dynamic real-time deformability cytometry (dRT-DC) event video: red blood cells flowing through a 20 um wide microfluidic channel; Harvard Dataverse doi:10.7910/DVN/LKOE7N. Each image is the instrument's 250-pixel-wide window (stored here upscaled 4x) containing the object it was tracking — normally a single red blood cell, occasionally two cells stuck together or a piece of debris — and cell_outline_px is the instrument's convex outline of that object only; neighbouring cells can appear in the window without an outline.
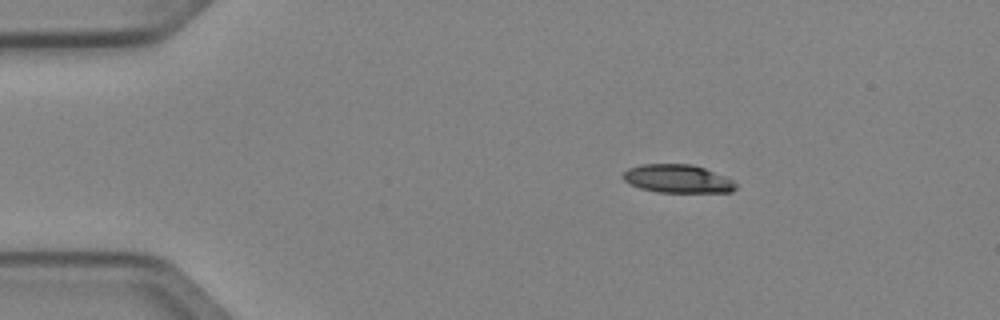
{"species": "Egyptian fruit bat (a non-hibernating species)", "species_latin": "Rousettus aegyptiacus", "temperature_condition": "cold", "stored_images_in_passage": 43, "camera_frame_rate_fps": 3000, "um_per_image_px": 0.085, "animal": {"sex": "female"}, "frame": {"image": 1, "passage_image": 1, "time_ms": 0.0, "image_size_px": [1000, 320], "cell_outline_px": [[736, 188], [732, 192], [656, 192], [640, 188], [624, 180], [620, 176], [628, 168], [640, 164], [692, 164], [704, 168], [724, 176], [732, 180], [736, 184]], "centroid_in_image_um": [57.57, 15.19], "position_along_channel_um": 27.4, "area_um2": 18.55}}
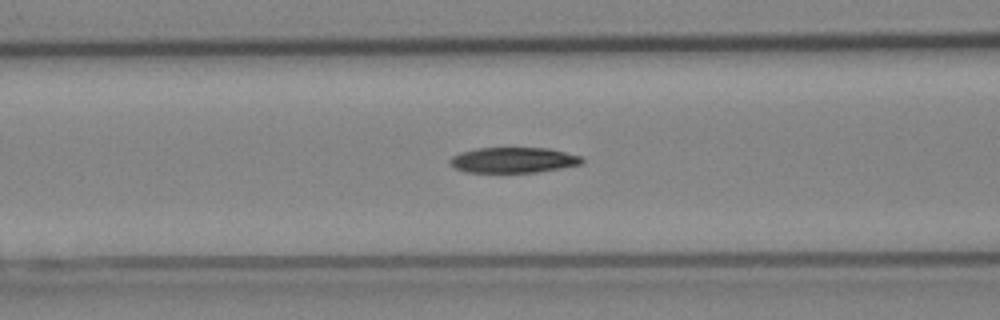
{"frame": {"image": 2, "passage_image": 13, "time_ms": 4.0, "image_size_px": [1000, 320], "cell_outline_px": [[584, 164], [536, 172], [468, 172], [456, 168], [448, 160], [452, 156], [460, 152], [480, 148], [548, 148], [580, 156], [584, 160]], "centroid_in_image_um": [43.66, 13.6], "position_along_channel_um": 122.9, "area_um2": 19.42}}
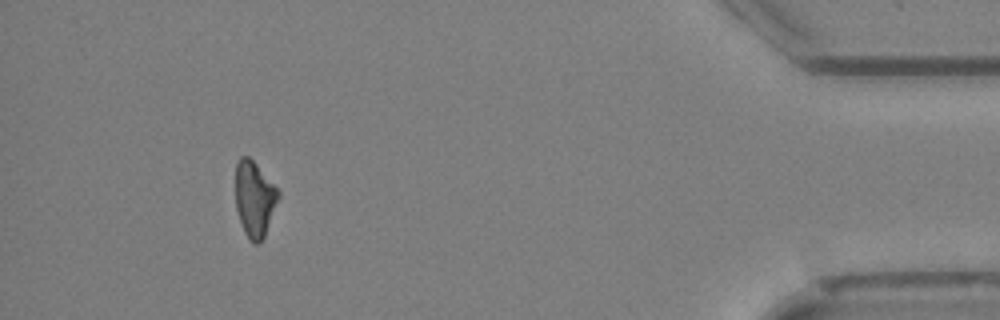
{"frame": {"image": 3, "passage_image": 39, "time_ms": 12.667, "image_size_px": [1000, 320], "cell_outline_px": [[280, 196], [264, 236], [256, 244], [244, 232], [236, 208], [236, 164], [240, 156], [248, 156], [256, 164], [280, 192]], "centroid_in_image_um": [21.63, 16.87], "position_along_channel_um": 413.6, "area_um2": 18.44}, "authors_computed_cell_mechanics": {"area_um2": 19.4786, "velocity_mm_per_s": 4.0582, "shape_relaxation_time_tau1_ms": 7.4268, "shape_relaxation_time_tau2_ms": null, "deformation_change_tau1": 0.1698, "deformation_change_tau2": null}}